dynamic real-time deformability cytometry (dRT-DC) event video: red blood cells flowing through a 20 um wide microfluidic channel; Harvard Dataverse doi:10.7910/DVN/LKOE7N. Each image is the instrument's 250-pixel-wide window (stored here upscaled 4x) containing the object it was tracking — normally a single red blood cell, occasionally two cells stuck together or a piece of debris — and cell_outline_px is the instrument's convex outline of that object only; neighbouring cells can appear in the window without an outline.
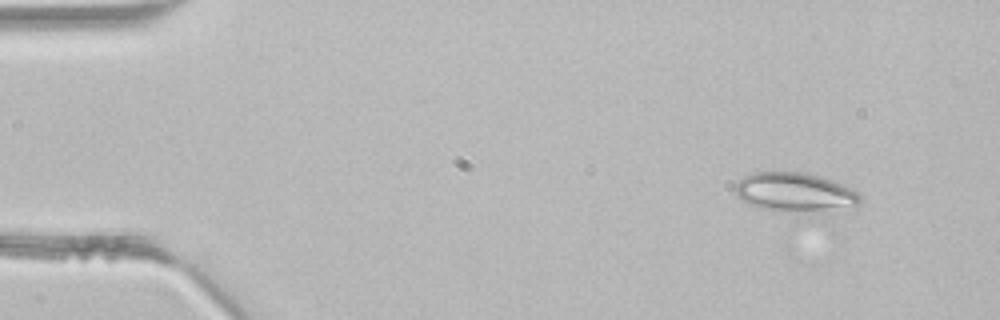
{"species": "common noctule bat (a hibernating species)", "species_latin": "Nyctalus noctula", "temperature_condition": "room temperature", "stored_images_in_passage": 3, "camera_frame_rate_fps": 3000, "um_per_image_px": 0.085, "animal": {"sex": "male", "body_mass_g": 21.5, "forearm_length_mm": 52.0}, "frame": {"image": 1, "passage_image": 1, "time_ms": 0.0, "image_size_px": [1000, 320], "cell_outline_px": [[864, 200], [856, 204], [824, 208], [764, 208], [748, 204], [740, 200], [736, 196], [736, 184], [744, 176], [752, 172], [800, 172], [820, 176], [840, 184], [856, 192]], "centroid_in_image_um": [67.44, 16.25], "position_along_channel_um": 17.6, "area_um2": 26.36}}